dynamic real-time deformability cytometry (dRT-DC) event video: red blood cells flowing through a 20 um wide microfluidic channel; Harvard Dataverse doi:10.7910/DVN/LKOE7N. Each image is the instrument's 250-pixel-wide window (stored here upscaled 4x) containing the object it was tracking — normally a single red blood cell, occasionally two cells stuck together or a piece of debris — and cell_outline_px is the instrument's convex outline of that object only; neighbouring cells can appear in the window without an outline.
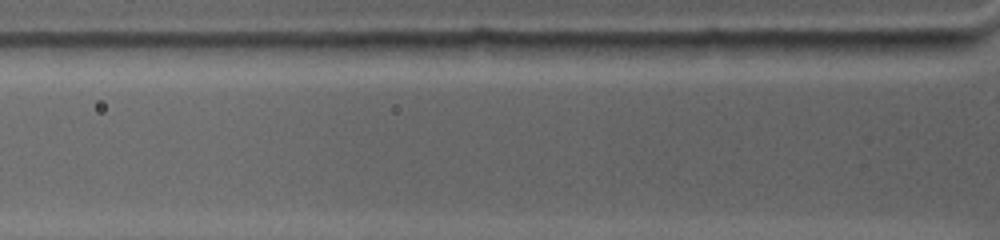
{"species": "common noctule bat (a hibernating species)", "species_latin": "Nyctalus noctula", "temperature_condition": "warm", "stored_images_in_passage": 4, "camera_frame_rate_fps": 4500, "um_per_image_px": 0.085, "animal": {"sex": "female", "body_mass_g": 19.0, "forearm_length_mm": 53.3}, "frame": {"image": 1, "passage_image": 4, "time_ms": 1.778, "image_size_px": [1000, 240], "cell_outline_px": [[956, 48], [908, 60], [840, 56], [844, 40], [956, 40]], "centroid_in_image_um": [76.08, 4.12], "position_along_channel_um": 49.7, "area_um2": 13.47}}